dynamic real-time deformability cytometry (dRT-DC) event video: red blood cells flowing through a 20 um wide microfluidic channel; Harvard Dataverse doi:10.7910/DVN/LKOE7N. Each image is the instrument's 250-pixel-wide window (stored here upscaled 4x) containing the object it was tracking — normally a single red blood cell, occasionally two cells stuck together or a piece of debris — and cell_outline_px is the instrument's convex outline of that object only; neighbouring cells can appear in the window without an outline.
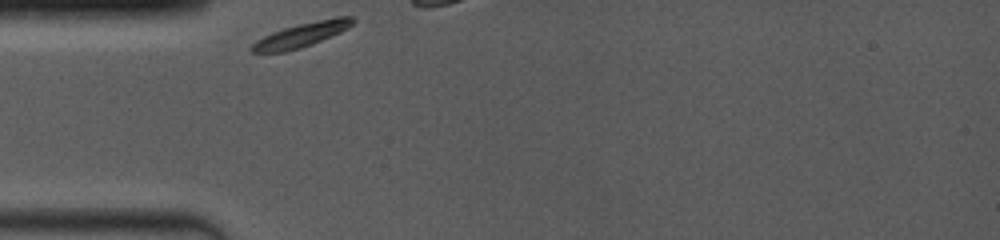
{"species": "common noctule bat (a hibernating species)", "species_latin": "Nyctalus noctula", "temperature_condition": "room temperature", "stored_images_in_passage": 8, "camera_frame_rate_fps": 4000, "um_per_image_px": 0.085, "animal": {"sex": "female", "body_mass_g": 19.0, "forearm_length_mm": 53.3}, "frame": {"image": 1, "passage_image": 1, "time_ms": 0.0, "image_size_px": [1000, 240], "cell_outline_px": [[356, 20], [348, 28], [340, 32], [300, 48], [284, 52], [252, 52], [248, 48], [256, 40], [272, 32], [284, 28], [300, 24], [336, 16], [352, 16]], "centroid_in_image_um": [25.61, 2.96], "position_along_channel_um": 59.4, "area_um2": 14.05}}
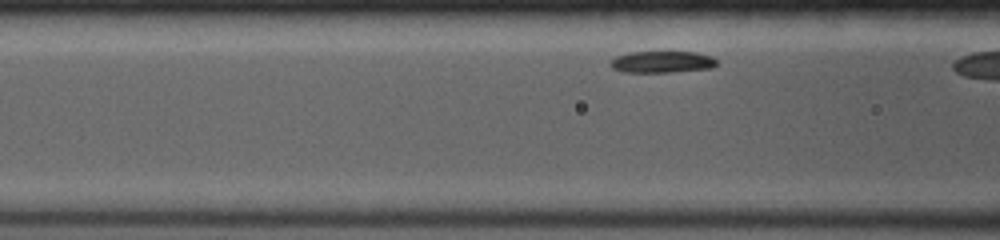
{"frame": {"image": 2, "passage_image": 5, "time_ms": 1.5, "image_size_px": [1000, 240], "cell_outline_px": [[716, 64], [712, 68], [672, 72], [624, 72], [612, 68], [608, 64], [616, 56], [632, 52], [696, 52], [712, 56], [716, 60]], "centroid_in_image_um": [56.27, 5.26], "position_along_channel_um": 110.3, "area_um2": 13.41}}